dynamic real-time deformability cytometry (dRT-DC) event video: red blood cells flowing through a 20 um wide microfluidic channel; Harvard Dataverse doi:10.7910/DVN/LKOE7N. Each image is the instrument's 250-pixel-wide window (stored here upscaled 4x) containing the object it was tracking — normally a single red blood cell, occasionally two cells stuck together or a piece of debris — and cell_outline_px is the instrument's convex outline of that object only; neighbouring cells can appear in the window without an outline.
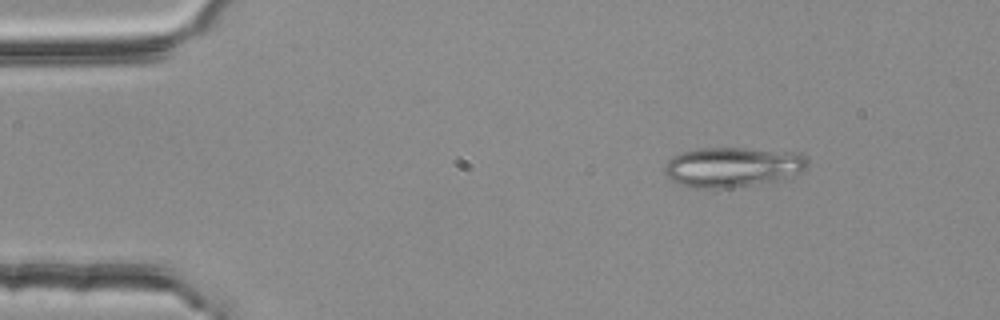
{"species": "common noctule bat (a hibernating species)", "species_latin": "Nyctalus noctula", "temperature_condition": "room temperature", "stored_images_in_passage": 48, "camera_frame_rate_fps": 3000, "um_per_image_px": 0.085, "animal": {"sex": "female", "body_mass_g": 25.1}, "frame": {"image": 1, "passage_image": 1, "time_ms": 0.0, "image_size_px": [1000, 320], "cell_outline_px": [[808, 164], [800, 172], [776, 180], [728, 188], [692, 188], [680, 184], [672, 180], [664, 172], [664, 164], [672, 156], [680, 152], [700, 148], [744, 148], [800, 152], [808, 160]], "centroid_in_image_um": [62.22, 14.18], "position_along_channel_um": 22.8, "area_um2": 33.18}}
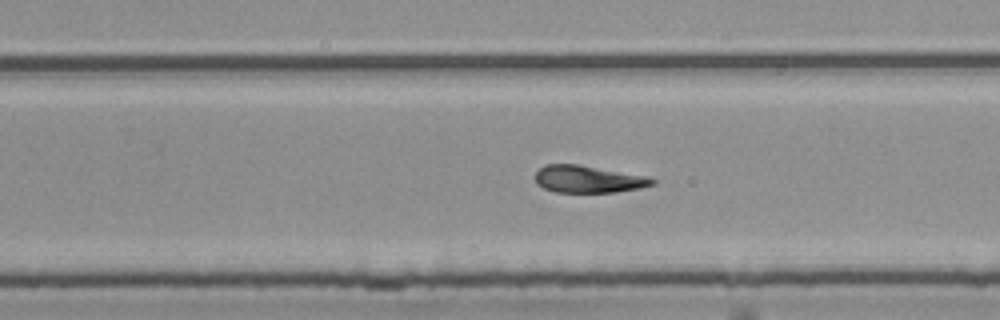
{"frame": {"image": 2, "passage_image": 28, "time_ms": 9.0, "image_size_px": [1000, 320], "cell_outline_px": [[656, 184], [640, 188], [616, 192], [556, 192], [544, 188], [536, 184], [536, 172], [544, 164], [576, 164], [648, 176], [656, 180]], "centroid_in_image_um": [50.01, 15.23], "position_along_channel_um": 279.8, "area_um2": 18.55}}
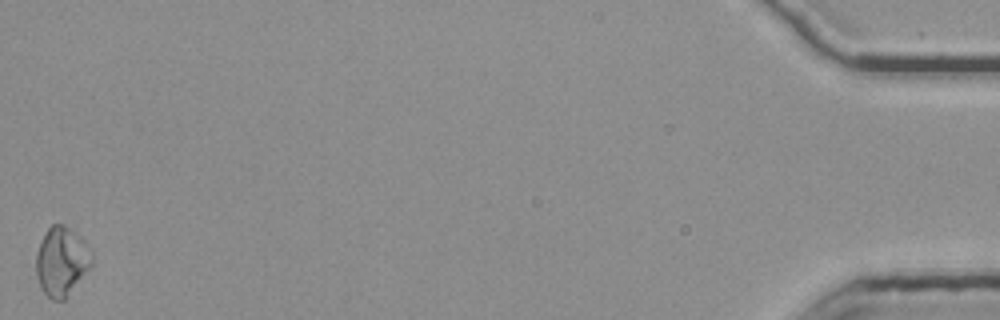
{"frame": {"image": 3, "passage_image": 48, "time_ms": 15.667, "image_size_px": [1000, 320], "cell_outline_px": [[92, 264], [68, 296], [64, 300], [52, 300], [44, 292], [36, 276], [36, 256], [40, 244], [48, 228], [52, 224], [64, 224], [80, 236], [84, 240], [92, 252]], "centroid_in_image_um": [5.25, 22.21], "position_along_channel_um": 430.0, "area_um2": 22.2}, "authors_computed_cell_mechanics": {"area_um2": 19.7098, "velocity_mm_per_s": 3.7372, "shape_relaxation_time_tau1_ms": null, "shape_relaxation_time_tau2_ms": 4.2243, "deformation_change_tau1": null, "deformation_change_tau2": 0.1018}}